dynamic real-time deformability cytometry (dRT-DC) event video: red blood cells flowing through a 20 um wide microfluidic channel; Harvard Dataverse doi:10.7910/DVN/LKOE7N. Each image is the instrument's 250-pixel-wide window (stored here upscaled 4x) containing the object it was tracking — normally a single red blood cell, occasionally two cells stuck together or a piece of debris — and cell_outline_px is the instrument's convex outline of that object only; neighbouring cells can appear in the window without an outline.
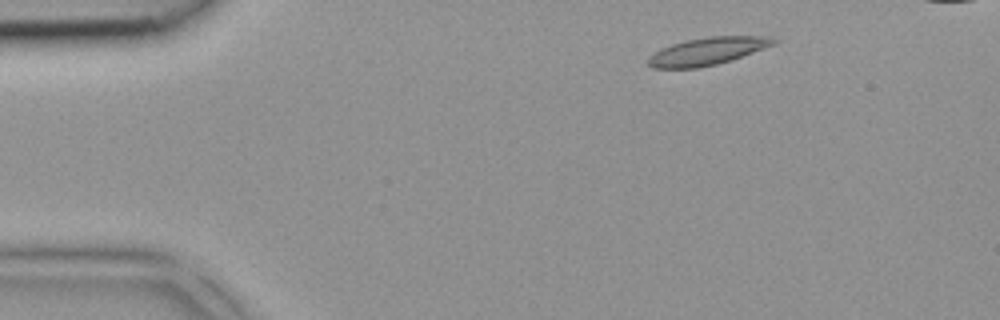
{"species": "common noctule bat (a hibernating species)", "species_latin": "Nyctalus noctula", "temperature_condition": "room temperature", "stored_images_in_passage": 4, "camera_frame_rate_fps": 3000, "um_per_image_px": 0.085, "animal": {"sex": "female", "body_mass_g": 18.4}, "frame": {"image": 1, "passage_image": 2, "time_ms": 0.333, "image_size_px": [1000, 320], "cell_outline_px": [[776, 44], [732, 60], [700, 68], [652, 68], [648, 64], [648, 56], [672, 44], [688, 40], [712, 36], [772, 36], [776, 40]], "centroid_in_image_um": [60.17, 4.36], "position_along_channel_um": 24.8, "area_um2": 20.0}}
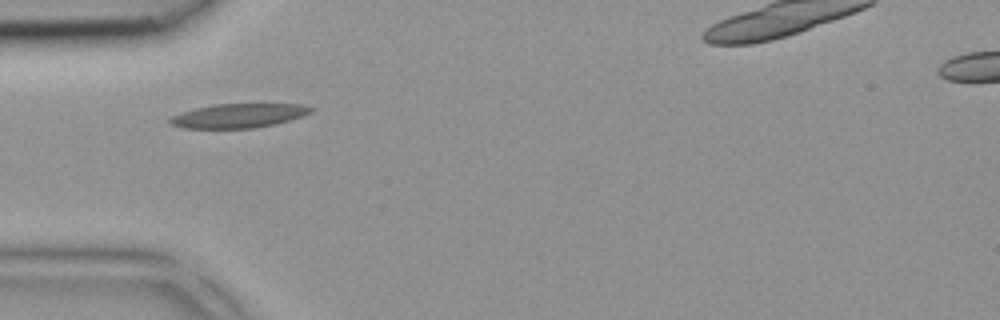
{"frame": {"image": 2, "passage_image": 4, "time_ms": 1.0, "image_size_px": [1000, 320], "cell_outline_px": [[316, 108], [312, 112], [288, 120], [272, 124], [252, 128], [180, 128], [168, 124], [168, 120], [172, 116], [196, 108], [216, 104], [304, 104]], "centroid_in_image_um": [20.26, 9.83], "position_along_channel_um": 64.7, "area_um2": 19.65}}